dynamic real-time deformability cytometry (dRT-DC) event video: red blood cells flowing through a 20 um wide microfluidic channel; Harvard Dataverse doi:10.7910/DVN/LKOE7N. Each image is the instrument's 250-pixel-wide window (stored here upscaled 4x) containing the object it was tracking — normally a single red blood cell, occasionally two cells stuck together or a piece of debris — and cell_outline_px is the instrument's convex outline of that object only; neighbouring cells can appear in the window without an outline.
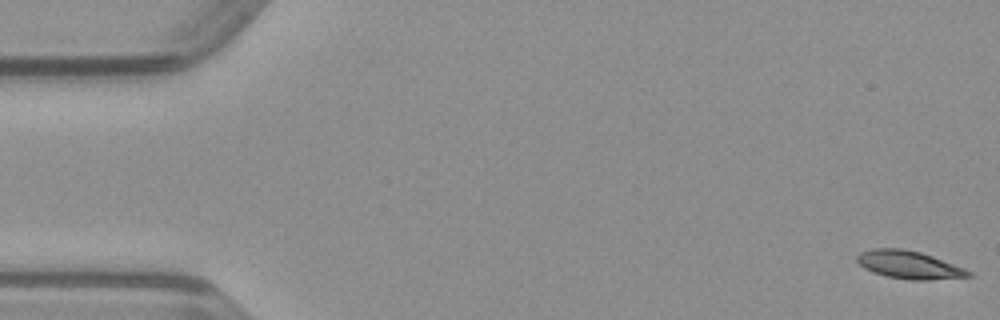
{"species": "common noctule bat (a hibernating species)", "species_latin": "Nyctalus noctula", "temperature_condition": "warm", "stored_images_in_passage": 50, "camera_frame_rate_fps": 3000, "um_per_image_px": 0.085, "animal": {"sex": "male", "body_mass_g": 23.1, "forearm_length_mm": 52.7}, "frame": {"image": 1, "passage_image": 1, "time_ms": 0.0, "image_size_px": [1000, 320], "cell_outline_px": [[972, 276], [928, 280], [912, 280], [888, 276], [864, 268], [856, 260], [856, 256], [860, 252], [872, 248], [900, 248], [920, 252], [932, 256], [964, 268], [972, 272]], "centroid_in_image_um": [77.26, 22.5], "position_along_channel_um": 7.7, "area_um2": 17.86}}
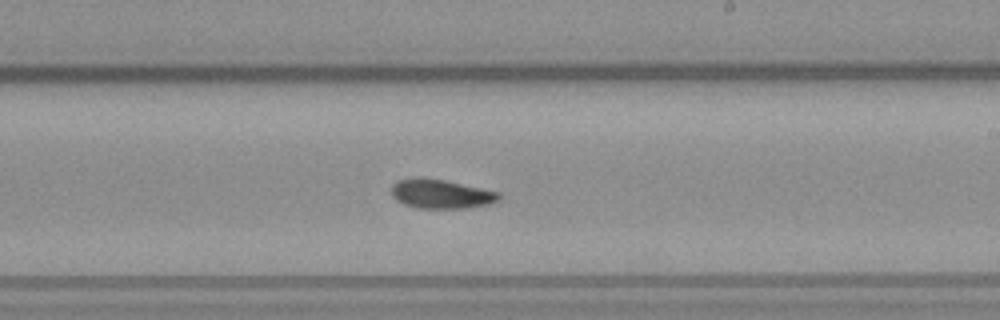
{"frame": {"image": 2, "passage_image": 29, "time_ms": 9.333, "image_size_px": [1000, 320], "cell_outline_px": [[500, 200], [488, 204], [468, 208], [416, 208], [404, 204], [396, 200], [392, 196], [392, 184], [396, 180], [420, 176], [444, 180], [500, 192]], "centroid_in_image_um": [37.46, 16.47], "position_along_channel_um": 251.5, "area_um2": 18.44}}
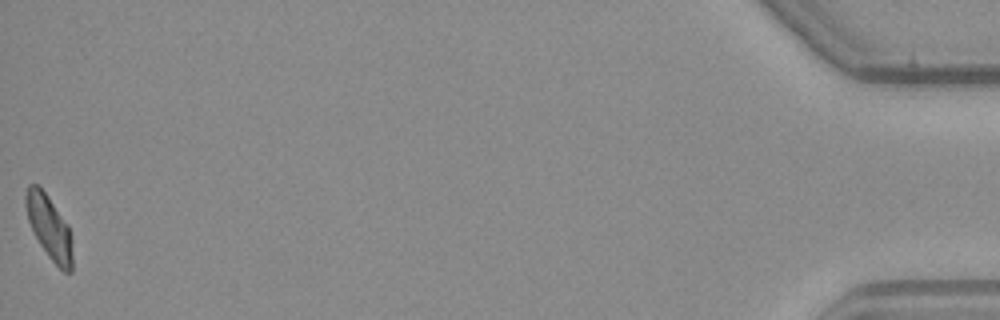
{"frame": {"image": 3, "passage_image": 50, "time_ms": 16.333, "image_size_px": [1000, 320], "cell_outline_px": [[72, 272], [64, 272], [48, 256], [40, 244], [28, 220], [24, 204], [24, 196], [28, 184], [36, 184], [48, 196], [68, 224], [72, 240]], "centroid_in_image_um": [4.18, 19.3], "position_along_channel_um": 431.0, "area_um2": 17.28}}